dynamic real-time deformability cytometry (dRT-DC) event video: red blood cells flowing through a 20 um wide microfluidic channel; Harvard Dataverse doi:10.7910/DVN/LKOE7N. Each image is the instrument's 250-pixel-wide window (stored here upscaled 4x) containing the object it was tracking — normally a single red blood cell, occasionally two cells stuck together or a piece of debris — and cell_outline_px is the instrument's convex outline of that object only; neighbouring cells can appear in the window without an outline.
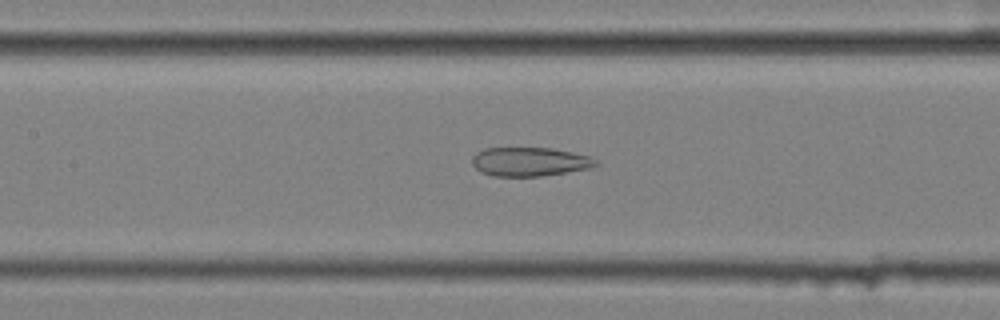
{"species": "common noctule bat (a hibernating species)", "species_latin": "Nyctalus noctula", "temperature_condition": "cold", "stored_images_in_passage": 57, "camera_frame_rate_fps": 3000, "um_per_image_px": 0.085, "animal": {"sex": "female", "body_mass_g": 25.1}, "frame": {"image": 1, "passage_image": 27, "time_ms": 8.667, "image_size_px": [1000, 320], "cell_outline_px": [[600, 164], [588, 168], [540, 176], [492, 176], [480, 172], [472, 164], [472, 156], [476, 152], [484, 148], [552, 148], [572, 152], [588, 156], [596, 160]], "centroid_in_image_um": [44.97, 13.74], "position_along_channel_um": 162.4, "area_um2": 20.75}}
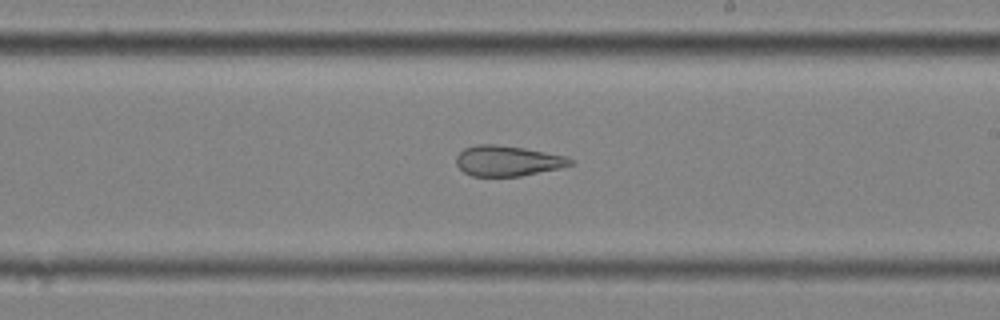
{"frame": {"image": 2, "passage_image": 34, "time_ms": 11.0, "image_size_px": [1000, 320], "cell_outline_px": [[576, 160], [572, 164], [556, 168], [520, 176], [472, 176], [464, 172], [456, 164], [456, 156], [464, 148], [476, 144], [496, 144], [524, 148], [568, 156]], "centroid_in_image_um": [43.13, 13.66], "position_along_channel_um": 245.9, "area_um2": 20.17}}
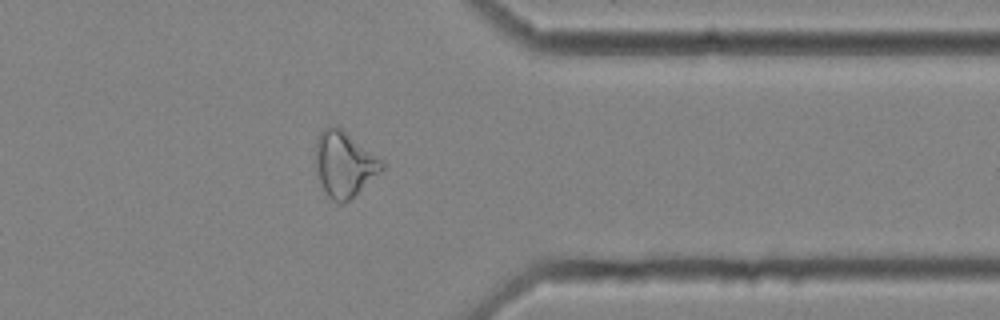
{"frame": {"image": 3, "passage_image": 46, "time_ms": 15.0, "image_size_px": [1000, 320], "cell_outline_px": [[384, 168], [344, 204], [340, 204], [332, 200], [328, 196], [316, 172], [312, 160], [316, 140], [320, 132], [324, 128], [332, 124], [336, 124], [384, 160]], "centroid_in_image_um": [29.21, 13.9], "position_along_channel_um": 382.2, "area_um2": 25.66}, "authors_computed_cell_mechanics": {"area_um2": 27.2238, "velocity_mm_per_s": 3.5879, "shape_relaxation_time_tau1_ms": null, "shape_relaxation_time_tau2_ms": 3.6726, "deformation_change_tau1": null, "deformation_change_tau2": 0.1331}}